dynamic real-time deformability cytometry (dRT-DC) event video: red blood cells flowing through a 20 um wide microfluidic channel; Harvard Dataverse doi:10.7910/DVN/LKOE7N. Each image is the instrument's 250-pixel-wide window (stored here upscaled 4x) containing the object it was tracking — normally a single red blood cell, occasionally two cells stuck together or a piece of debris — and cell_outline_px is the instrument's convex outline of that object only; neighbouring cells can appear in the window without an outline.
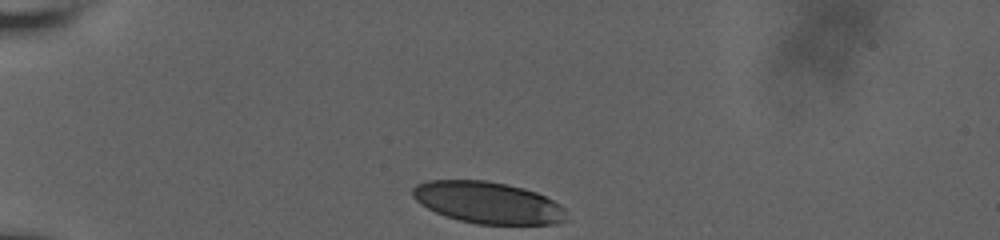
{"species": "human", "species_latin": "Homo sapiens", "temperature_condition": "room temperature", "stored_images_in_passage": 35, "camera_frame_rate_fps": 3000, "um_per_image_px": 0.085, "donor": {"sex": "male"}, "frame": {"image": 1, "passage_image": 1, "time_ms": 0.0, "image_size_px": [1000, 240], "cell_outline_px": [[568, 220], [552, 224], [476, 224], [444, 216], [420, 204], [412, 196], [412, 188], [416, 184], [428, 180], [484, 180], [524, 188], [536, 192], [560, 204], [564, 208]], "centroid_in_image_um": [41.46, 17.22], "position_along_channel_um": 43.5, "area_um2": 37.4}}
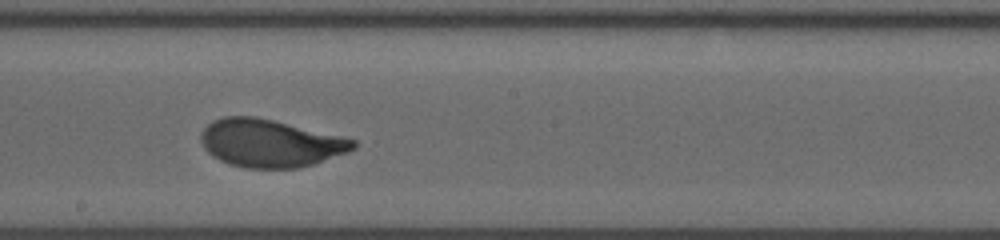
{"frame": {"image": 2, "passage_image": 20, "time_ms": 6.333, "image_size_px": [1000, 240], "cell_outline_px": [[356, 148], [348, 152], [300, 168], [244, 168], [228, 164], [212, 156], [204, 148], [200, 140], [200, 132], [212, 120], [224, 116], [256, 116], [340, 136], [356, 140]], "centroid_in_image_um": [22.92, 12.17], "position_along_channel_um": 225.3, "area_um2": 42.37}}
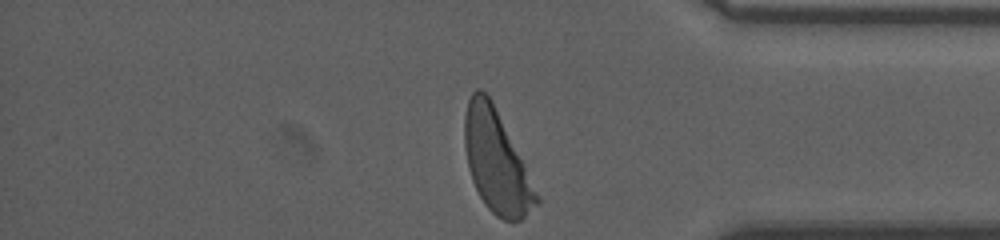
{"frame": {"image": 3, "passage_image": 35, "time_ms": 11.333, "image_size_px": [1000, 240], "cell_outline_px": [[540, 200], [520, 220], [504, 220], [496, 216], [484, 204], [472, 180], [468, 168], [464, 144], [464, 116], [468, 100], [472, 92], [476, 88], [480, 88], [492, 100], [540, 196]], "centroid_in_image_um": [42.17, 13.71], "position_along_channel_um": 393.0, "area_um2": 42.25}, "authors_computed_cell_mechanics": {"area_um2": 42.1362, "velocity_mm_per_s": 3.6199, "shape_relaxation_time_tau1_ms": 3.9895, "shape_relaxation_time_tau2_ms": null, "deformation_change_tau1": 0.1894, "deformation_change_tau2": null}}